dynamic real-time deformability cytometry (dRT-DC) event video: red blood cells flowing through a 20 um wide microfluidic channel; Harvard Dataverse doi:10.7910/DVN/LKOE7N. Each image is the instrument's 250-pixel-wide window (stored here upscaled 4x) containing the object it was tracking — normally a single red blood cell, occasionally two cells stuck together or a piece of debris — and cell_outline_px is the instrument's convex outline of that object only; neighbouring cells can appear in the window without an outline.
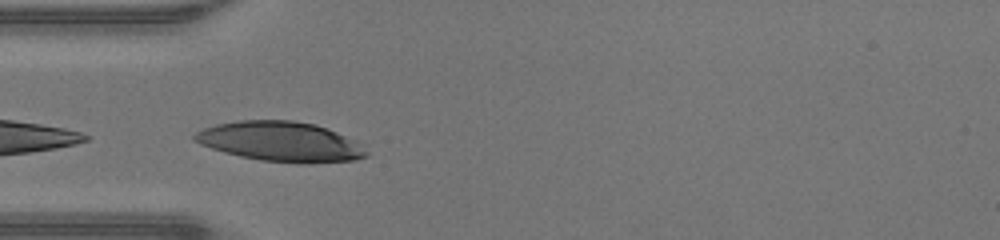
{"species": "human", "species_latin": "Homo sapiens", "temperature_condition": "warm", "stored_images_in_passage": 17, "camera_frame_rate_fps": 3000, "um_per_image_px": 0.085, "donor": {"sex": "male"}, "frame": {"image": 1, "passage_image": 6, "time_ms": 1.667, "image_size_px": [1000, 240], "cell_outline_px": [[368, 156], [356, 160], [308, 164], [300, 164], [260, 160], [240, 156], [224, 152], [200, 144], [192, 140], [192, 136], [196, 132], [204, 128], [216, 124], [240, 120], [292, 120], [316, 124], [328, 128], [356, 140], [368, 152]], "centroid_in_image_um": [23.88, 12.04], "position_along_channel_um": 61.1, "area_um2": 40.29}}
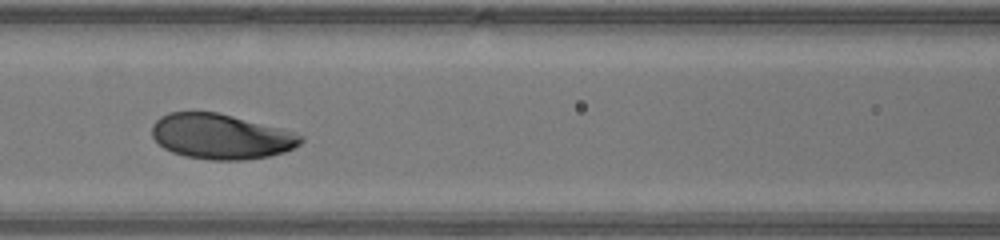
{"frame": {"image": 2, "passage_image": 12, "time_ms": 3.667, "image_size_px": [1000, 240], "cell_outline_px": [[304, 140], [300, 144], [284, 152], [268, 156], [244, 160], [212, 160], [184, 156], [172, 152], [164, 148], [152, 136], [152, 124], [160, 116], [168, 112], [216, 112], [296, 132], [304, 136]], "centroid_in_image_um": [18.78, 11.6], "position_along_channel_um": 147.8, "area_um2": 39.07}}
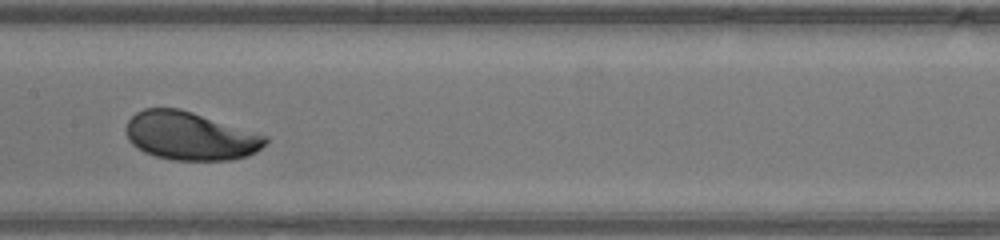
{"frame": {"image": 3, "passage_image": 15, "time_ms": 4.667, "image_size_px": [1000, 240], "cell_outline_px": [[268, 140], [256, 152], [248, 156], [232, 160], [172, 160], [156, 156], [144, 152], [136, 148], [128, 140], [128, 120], [136, 112], [144, 108], [180, 108], [268, 136]], "centroid_in_image_um": [16.17, 11.56], "position_along_channel_um": 191.2, "area_um2": 39.07}}